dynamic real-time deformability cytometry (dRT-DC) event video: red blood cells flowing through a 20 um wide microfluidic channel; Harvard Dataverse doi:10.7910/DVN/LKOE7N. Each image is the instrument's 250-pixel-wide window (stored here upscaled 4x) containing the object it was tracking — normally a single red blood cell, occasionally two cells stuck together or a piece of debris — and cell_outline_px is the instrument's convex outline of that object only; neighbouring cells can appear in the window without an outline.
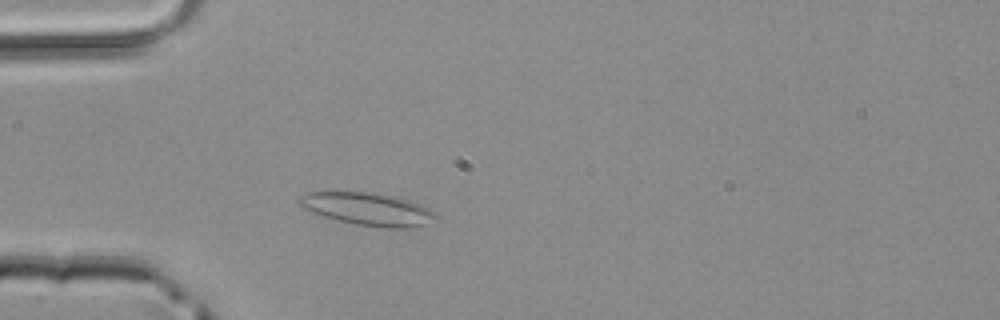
{"species": "common noctule bat (a hibernating species)", "species_latin": "Nyctalus noctula", "temperature_condition": "room temperature", "stored_images_in_passage": 43, "camera_frame_rate_fps": 3000, "um_per_image_px": 0.085, "animal": {"sex": "male", "body_mass_g": 20.4}, "frame": {"image": 1, "passage_image": 8, "time_ms": 2.333, "image_size_px": [1000, 320], "cell_outline_px": [[436, 216], [424, 224], [404, 228], [388, 228], [356, 224], [324, 216], [312, 212], [296, 204], [296, 200], [300, 196], [308, 192], [368, 192], [392, 196], [408, 200], [420, 204], [436, 212]], "centroid_in_image_um": [31.2, 17.75], "position_along_channel_um": 53.8, "area_um2": 25.55}}
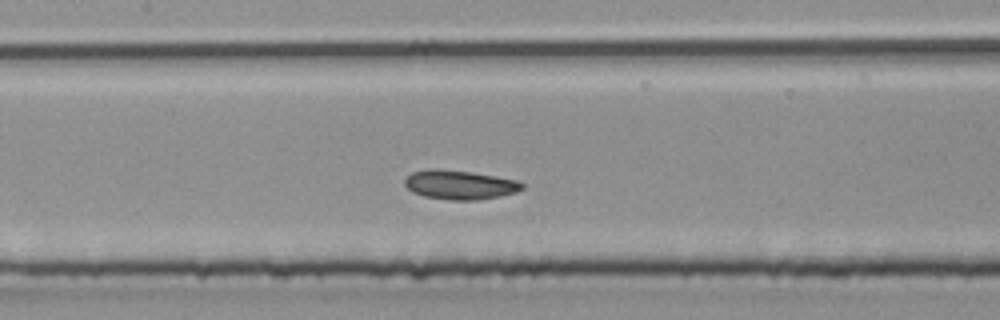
{"frame": {"image": 2, "passage_image": 17, "time_ms": 5.333, "image_size_px": [1000, 320], "cell_outline_px": [[524, 188], [516, 192], [500, 196], [476, 200], [452, 200], [424, 196], [412, 192], [404, 184], [404, 180], [412, 172], [428, 168], [436, 168], [472, 172], [516, 180], [524, 184]], "centroid_in_image_um": [39.06, 15.7], "position_along_channel_um": 168.3, "area_um2": 19.94}}
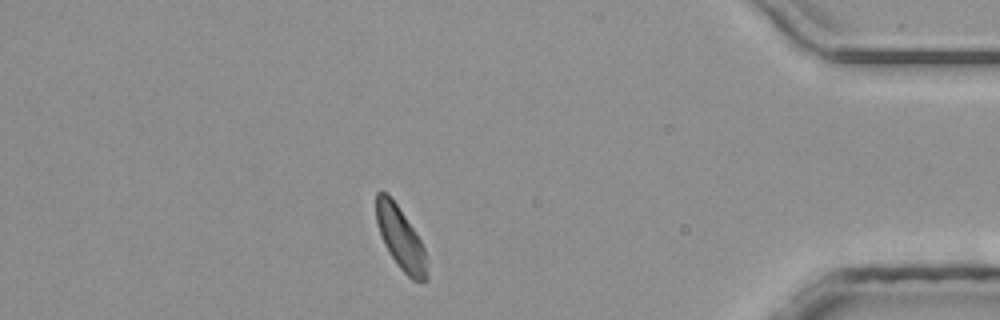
{"frame": {"image": 3, "passage_image": 37, "time_ms": 12.0, "image_size_px": [1000, 320], "cell_outline_px": [[428, 280], [412, 280], [400, 268], [388, 252], [384, 244], [376, 220], [376, 192], [384, 192], [396, 204], [420, 240], [424, 248], [428, 260]], "centroid_in_image_um": [34.07, 20.31], "position_along_channel_um": 401.1, "area_um2": 18.09}}